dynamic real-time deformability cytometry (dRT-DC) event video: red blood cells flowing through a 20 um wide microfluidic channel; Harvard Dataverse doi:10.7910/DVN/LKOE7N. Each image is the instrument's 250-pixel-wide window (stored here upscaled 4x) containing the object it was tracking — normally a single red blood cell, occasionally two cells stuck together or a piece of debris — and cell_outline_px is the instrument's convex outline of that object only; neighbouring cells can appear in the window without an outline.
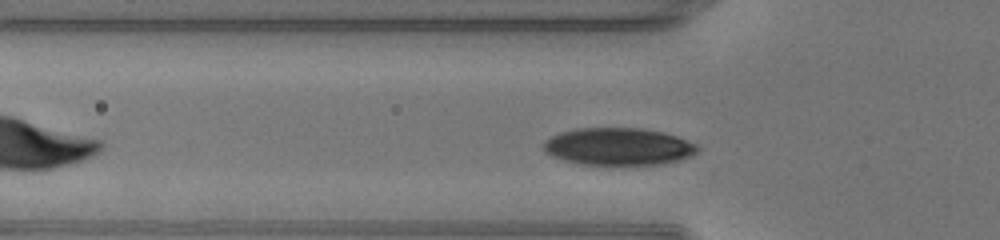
{"species": "human", "species_latin": "Homo sapiens", "temperature_condition": "warm", "stored_images_in_passage": 28, "camera_frame_rate_fps": 3000, "um_per_image_px": 0.085, "donor": {"sex": "male"}, "frame": {"image": 1, "passage_image": 5, "time_ms": 1.333, "image_size_px": [1000, 240], "cell_outline_px": [[700, 148], [692, 156], [680, 160], [664, 164], [612, 168], [580, 164], [564, 160], [552, 156], [544, 152], [544, 140], [560, 132], [576, 128], [644, 128], [664, 132], [676, 136], [696, 144]], "centroid_in_image_um": [52.57, 12.5], "position_along_channel_um": 73.2, "area_um2": 34.8}, "authors_computed_cell_mechanics": {"area_um2": 33.4373, "velocity_mm_per_s": 4.277, "shape_relaxation_time_tau1_ms": 2.1226, "shape_relaxation_time_tau2_ms": null, "deformation_change_tau1": 0.1225, "deformation_change_tau2": null}}